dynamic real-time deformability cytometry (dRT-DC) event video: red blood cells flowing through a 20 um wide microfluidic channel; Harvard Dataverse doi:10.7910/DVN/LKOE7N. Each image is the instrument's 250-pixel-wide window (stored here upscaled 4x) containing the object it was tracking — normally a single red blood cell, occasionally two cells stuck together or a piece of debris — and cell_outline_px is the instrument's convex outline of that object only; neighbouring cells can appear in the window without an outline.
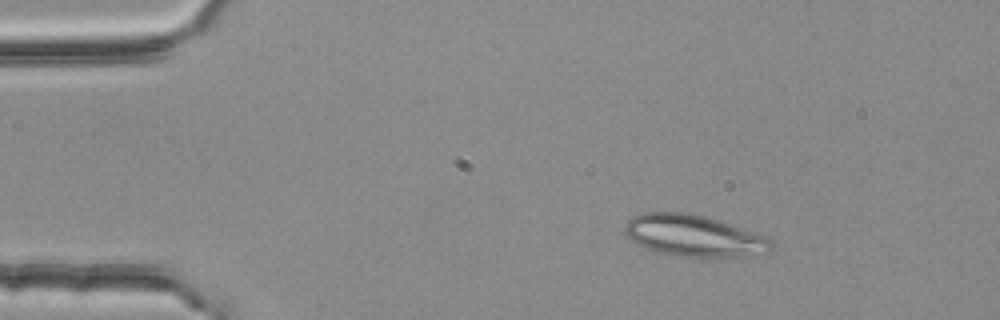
{"species": "common noctule bat (a hibernating species)", "species_latin": "Nyctalus noctula", "temperature_condition": "room temperature", "stored_images_in_passage": 2, "camera_frame_rate_fps": 3000, "um_per_image_px": 0.085, "animal": {"sex": "female", "body_mass_g": 25.1}, "frame": {"image": 1, "passage_image": 1, "time_ms": 0.0, "image_size_px": [1000, 320], "cell_outline_px": [[772, 248], [768, 252], [740, 256], [704, 260], [656, 252], [632, 240], [628, 236], [624, 228], [624, 224], [632, 216], [644, 212], [688, 212], [720, 220], [768, 236], [772, 240]], "centroid_in_image_um": [59.02, 20.05], "position_along_channel_um": 26.0, "area_um2": 36.18}}